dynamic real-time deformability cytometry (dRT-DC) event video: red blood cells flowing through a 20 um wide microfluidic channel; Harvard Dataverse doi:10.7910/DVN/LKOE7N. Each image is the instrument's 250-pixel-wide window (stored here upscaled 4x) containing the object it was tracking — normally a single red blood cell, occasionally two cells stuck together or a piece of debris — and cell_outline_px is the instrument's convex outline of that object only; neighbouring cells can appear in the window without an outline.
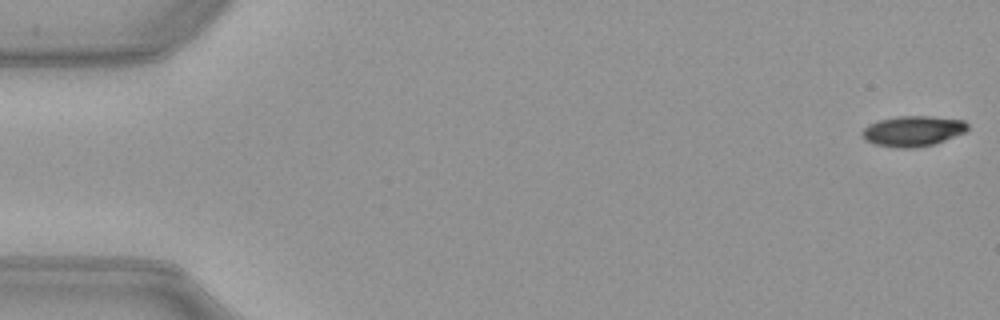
{"species": "common noctule bat (a hibernating species)", "species_latin": "Nyctalus noctula", "temperature_condition": "warm", "stored_images_in_passage": 10, "camera_frame_rate_fps": 3000, "um_per_image_px": 0.085, "animal": {"sex": "female", "body_mass_g": 21.9}, "frame": {"image": 1, "passage_image": 1, "time_ms": 0.0, "image_size_px": [1000, 320], "cell_outline_px": [[968, 128], [964, 132], [944, 140], [932, 144], [916, 148], [892, 148], [872, 144], [864, 140], [860, 132], [868, 124], [880, 120], [900, 116], [932, 116], [964, 120], [968, 124]], "centroid_in_image_um": [77.54, 11.15], "position_along_channel_um": 7.5, "area_um2": 18.84}}